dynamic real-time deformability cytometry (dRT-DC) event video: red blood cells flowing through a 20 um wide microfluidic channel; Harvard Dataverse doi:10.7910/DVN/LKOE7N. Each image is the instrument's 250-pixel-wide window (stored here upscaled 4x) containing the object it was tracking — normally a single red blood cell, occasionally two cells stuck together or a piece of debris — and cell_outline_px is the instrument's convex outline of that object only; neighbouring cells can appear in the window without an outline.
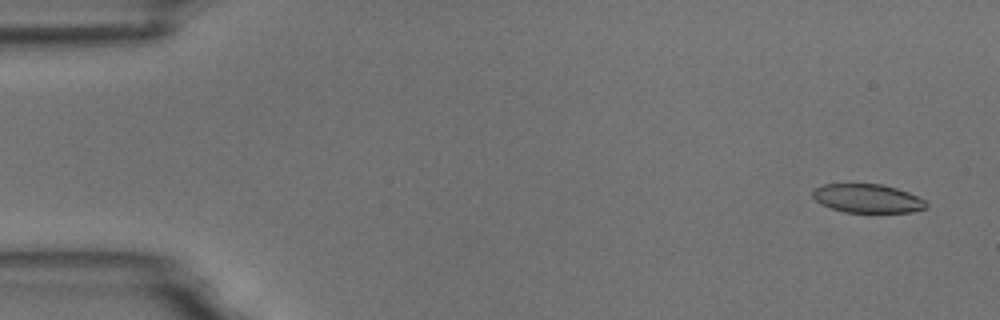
{"species": "common noctule bat (a hibernating species)", "species_latin": "Nyctalus noctula", "temperature_condition": "room temperature", "stored_images_in_passage": 7, "camera_frame_rate_fps": 3000, "um_per_image_px": 0.085, "animal": {"sex": "male", "body_mass_g": 18.8}, "frame": {"image": 1, "passage_image": 1, "time_ms": 0.0, "image_size_px": [1000, 320], "cell_outline_px": [[928, 208], [912, 212], [844, 212], [820, 204], [812, 196], [812, 192], [816, 188], [824, 184], [880, 184], [896, 188], [908, 192], [924, 200], [928, 204]], "centroid_in_image_um": [73.74, 16.87], "position_along_channel_um": 11.3, "area_um2": 18.9}}
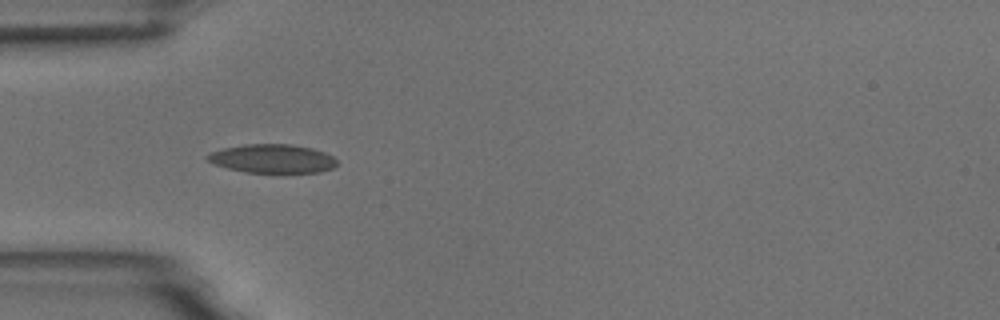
{"frame": {"image": 2, "passage_image": 4, "time_ms": 4.667, "image_size_px": [1000, 320], "cell_outline_px": [[336, 164], [332, 168], [320, 172], [244, 172], [212, 164], [204, 156], [212, 152], [224, 148], [244, 144], [292, 144], [312, 148], [324, 152], [332, 156], [336, 160]], "centroid_in_image_um": [23.13, 13.48], "position_along_channel_um": 61.9, "area_um2": 21.56}}